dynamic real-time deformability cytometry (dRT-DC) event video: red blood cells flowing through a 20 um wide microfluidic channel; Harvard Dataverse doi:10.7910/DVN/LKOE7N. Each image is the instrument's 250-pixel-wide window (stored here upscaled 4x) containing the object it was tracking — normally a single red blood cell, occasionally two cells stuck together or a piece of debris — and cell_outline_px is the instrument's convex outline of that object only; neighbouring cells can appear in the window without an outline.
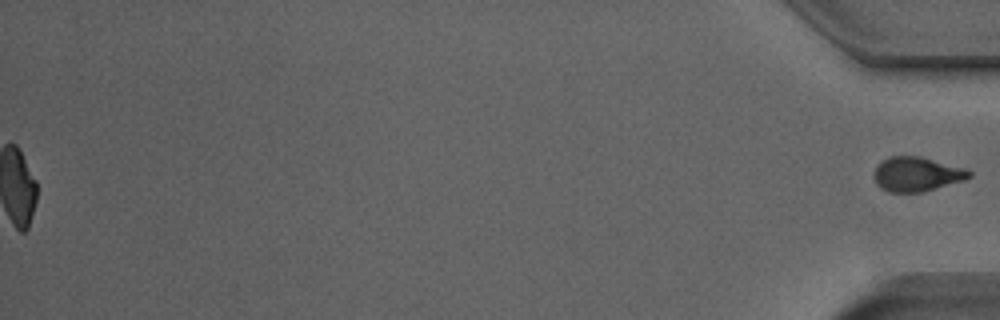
{"species": "Egyptian fruit bat (a non-hibernating species)", "species_latin": "Rousettus aegyptiacus", "temperature_condition": "room temperature", "stored_images_in_passage": 51, "segment_of_instrument_passage": [2, 2], "camera_frame_rate_fps": 3000, "um_per_image_px": 0.085, "animal": {"sex": "male"}, "frame": {"image": 1, "passage_image": 51, "time_ms": 16.667, "image_size_px": [1000, 320], "cell_outline_px": [[972, 176], [964, 180], [924, 192], [888, 192], [880, 188], [876, 184], [876, 164], [880, 160], [888, 156], [920, 156], [968, 168], [972, 172]], "centroid_in_image_um": [77.95, 14.79], "position_along_channel_um": 357.2, "area_um2": 19.36}}